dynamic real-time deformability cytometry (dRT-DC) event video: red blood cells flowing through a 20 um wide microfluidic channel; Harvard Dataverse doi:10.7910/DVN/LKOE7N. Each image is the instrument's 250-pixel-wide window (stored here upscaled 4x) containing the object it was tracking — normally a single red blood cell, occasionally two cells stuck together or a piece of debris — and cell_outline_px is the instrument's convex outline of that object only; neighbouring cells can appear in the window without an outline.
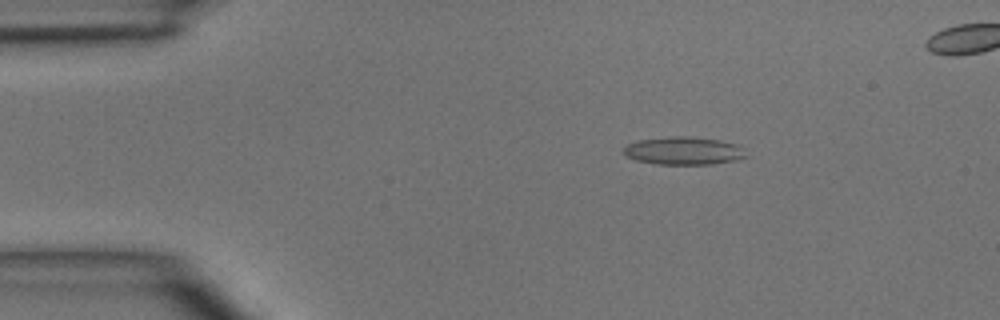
{"species": "common noctule bat (a hibernating species)", "species_latin": "Nyctalus noctula", "temperature_condition": "room temperature", "stored_images_in_passage": 4, "camera_frame_rate_fps": 3000, "um_per_image_px": 0.085, "animal": {"sex": "male", "body_mass_g": 15.6}, "frame": {"image": 1, "passage_image": 2, "time_ms": 1.0, "image_size_px": [1000, 320], "cell_outline_px": [[748, 156], [736, 160], [712, 164], [656, 164], [636, 160], [620, 152], [628, 144], [640, 140], [672, 136], [688, 136], [720, 140], [736, 144], [744, 148]], "centroid_in_image_um": [58.13, 12.82], "position_along_channel_um": 26.9, "area_um2": 19.94}}